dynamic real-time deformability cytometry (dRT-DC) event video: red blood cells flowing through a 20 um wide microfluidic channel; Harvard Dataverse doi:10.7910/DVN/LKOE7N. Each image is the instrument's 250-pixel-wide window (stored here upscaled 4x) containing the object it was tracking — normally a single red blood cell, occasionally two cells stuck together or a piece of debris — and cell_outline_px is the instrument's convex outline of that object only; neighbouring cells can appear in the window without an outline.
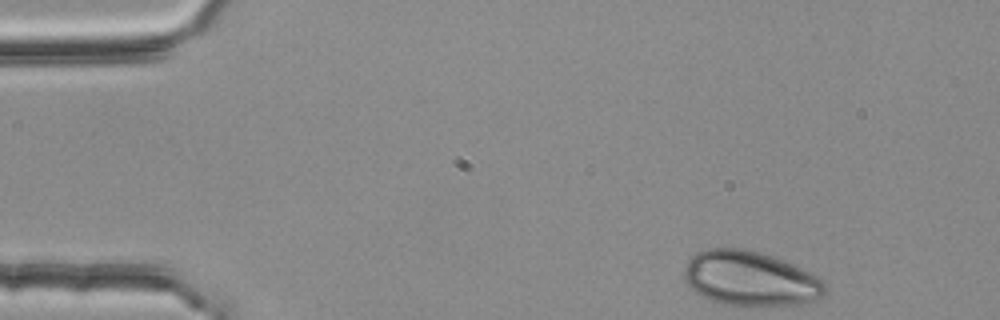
{"species": "common noctule bat (a hibernating species)", "species_latin": "Nyctalus noctula", "temperature_condition": "room temperature", "stored_images_in_passage": 43, "camera_frame_rate_fps": 3000, "um_per_image_px": 0.085, "animal": {"sex": "female", "body_mass_g": 25.1}, "frame": {"image": 1, "passage_image": 1, "time_ms": 0.0, "image_size_px": [1000, 320], "cell_outline_px": [[828, 292], [824, 296], [808, 304], [720, 304], [700, 296], [688, 288], [684, 280], [684, 264], [696, 252], [708, 248], [744, 248], [760, 252], [784, 260], [824, 280], [828, 284]], "centroid_in_image_um": [63.76, 23.67], "position_along_channel_um": 21.2, "area_um2": 45.32}}
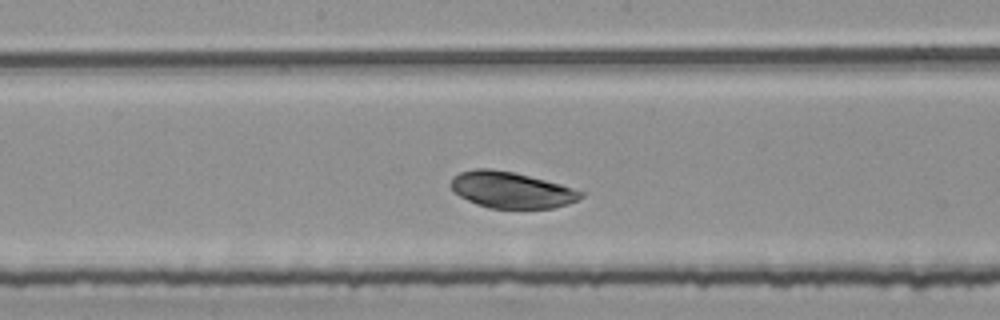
{"frame": {"image": 2, "passage_image": 23, "time_ms": 7.333, "image_size_px": [1000, 320], "cell_outline_px": [[584, 196], [568, 204], [552, 208], [488, 208], [476, 204], [452, 192], [448, 184], [452, 176], [460, 172], [476, 168], [488, 168], [512, 172], [560, 184], [584, 192]], "centroid_in_image_um": [43.39, 16.14], "position_along_channel_um": 204.8, "area_um2": 27.46}}
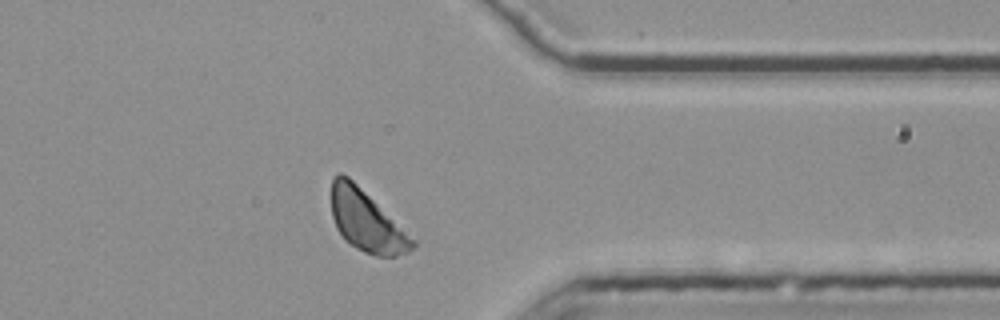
{"frame": {"image": 3, "passage_image": 38, "time_ms": 12.333, "image_size_px": [1000, 320], "cell_outline_px": [[416, 244], [408, 252], [396, 256], [376, 256], [364, 252], [356, 248], [344, 240], [336, 228], [332, 216], [332, 180], [340, 172], [348, 176], [416, 240]], "centroid_in_image_um": [31.15, 18.81], "position_along_channel_um": 380.3, "area_um2": 28.5}, "authors_computed_cell_mechanics": {"area_um2": 29.3624, "velocity_mm_per_s": 3.729, "shape_relaxation_time_tau1_ms": 0.9111, "shape_relaxation_time_tau2_ms": null, "deformation_change_tau1": 0.0543, "deformation_change_tau2": null}}